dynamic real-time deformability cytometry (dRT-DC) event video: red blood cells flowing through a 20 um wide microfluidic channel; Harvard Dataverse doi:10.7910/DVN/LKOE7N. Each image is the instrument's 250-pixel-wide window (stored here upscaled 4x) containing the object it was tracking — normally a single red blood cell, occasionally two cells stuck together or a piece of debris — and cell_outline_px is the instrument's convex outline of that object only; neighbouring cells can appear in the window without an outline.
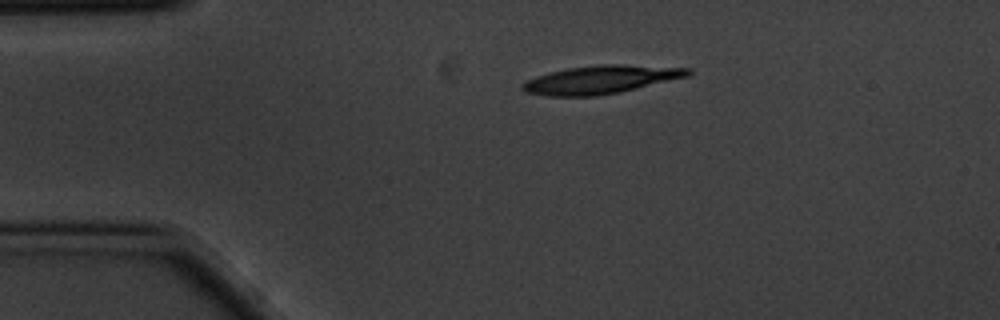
{"species": "common noctule bat (a hibernating species)", "species_latin": "Nyctalus noctula", "temperature_condition": "cold", "stored_images_in_passage": 1, "camera_frame_rate_fps": 3000, "um_per_image_px": 0.085, "animal": {"sex": "male", "body_mass_g": 20.1, "forearm_length_mm": 53.5}, "frame": {"image": 1, "passage_image": 1, "time_ms": 0.0, "image_size_px": [1000, 320], "cell_outline_px": [[692, 72], [688, 76], [620, 92], [596, 96], [548, 96], [524, 92], [520, 88], [520, 84], [536, 76], [548, 72], [568, 68], [600, 64], [624, 64], [692, 68]], "centroid_in_image_um": [51.05, 6.76], "position_along_channel_um": 34.0, "area_um2": 27.34}}